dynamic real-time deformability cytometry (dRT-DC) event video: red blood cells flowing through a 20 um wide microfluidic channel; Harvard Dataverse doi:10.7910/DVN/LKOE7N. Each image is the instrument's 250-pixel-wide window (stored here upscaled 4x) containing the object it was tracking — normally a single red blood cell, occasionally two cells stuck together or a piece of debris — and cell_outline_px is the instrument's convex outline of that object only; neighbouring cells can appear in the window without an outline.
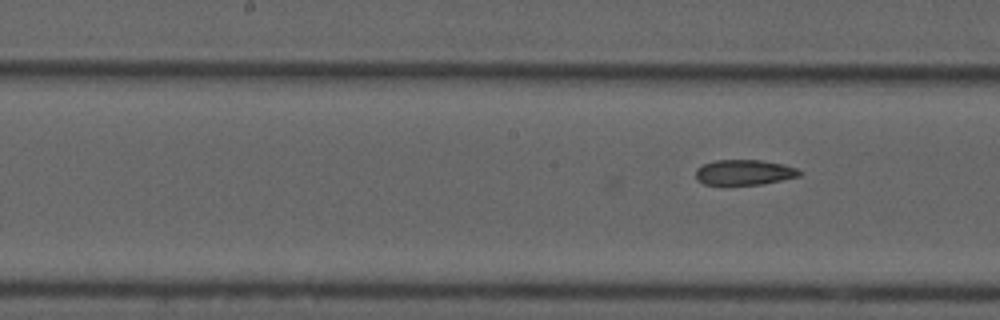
{"species": "common noctule bat (a hibernating species)", "species_latin": "Nyctalus noctula", "temperature_condition": "cold", "stored_images_in_passage": 15, "camera_frame_rate_fps": 3000, "um_per_image_px": 0.085, "animal": {"sex": "male", "forearm_length_mm": 52.5}, "frame": {"image": 1, "passage_image": 15, "time_ms": 4.667, "image_size_px": [1000, 320], "cell_outline_px": [[804, 172], [800, 176], [760, 184], [704, 184], [696, 180], [696, 168], [704, 164], [716, 160], [760, 160], [784, 164], [796, 168]], "centroid_in_image_um": [63.27, 14.64], "position_along_channel_um": 184.9, "area_um2": 15.2}}